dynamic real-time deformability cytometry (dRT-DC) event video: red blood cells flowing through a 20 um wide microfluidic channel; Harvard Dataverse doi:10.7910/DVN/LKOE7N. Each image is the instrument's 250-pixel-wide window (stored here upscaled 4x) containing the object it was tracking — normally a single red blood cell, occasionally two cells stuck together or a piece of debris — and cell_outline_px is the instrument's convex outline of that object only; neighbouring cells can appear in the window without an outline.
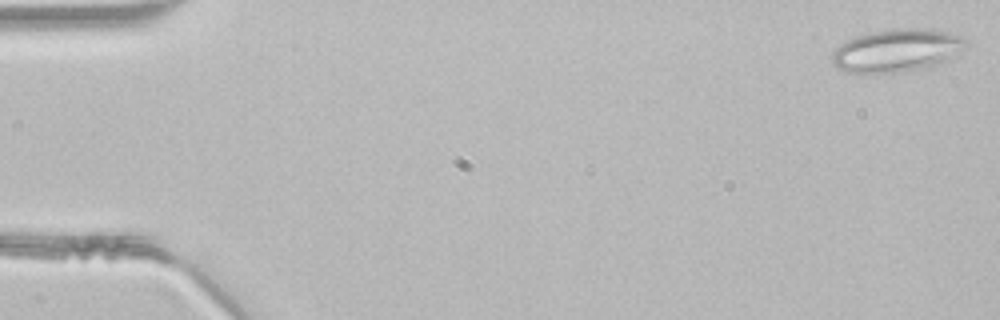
{"species": "common noctule bat (a hibernating species)", "species_latin": "Nyctalus noctula", "temperature_condition": "room temperature", "stored_images_in_passage": 46, "camera_frame_rate_fps": 3000, "um_per_image_px": 0.085, "animal": {"sex": "male", "body_mass_g": 21.5, "forearm_length_mm": 52.0}, "frame": {"image": 1, "passage_image": 1, "time_ms": 0.0, "image_size_px": [1000, 320], "cell_outline_px": [[968, 44], [948, 60], [932, 68], [868, 76], [844, 72], [836, 68], [832, 64], [832, 52], [844, 40], [868, 32], [888, 28], [932, 28], [948, 32], [960, 36], [968, 40]], "centroid_in_image_um": [76.18, 4.32], "position_along_channel_um": 8.8, "area_um2": 34.91}}
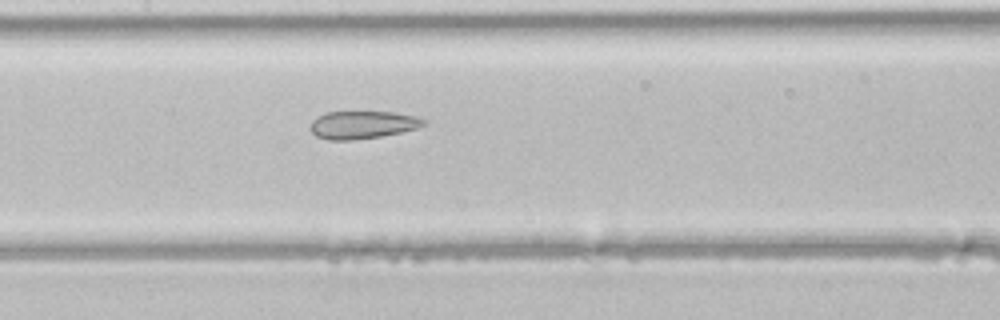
{"frame": {"image": 2, "passage_image": 22, "time_ms": 7.0, "image_size_px": [1000, 320], "cell_outline_px": [[428, 120], [420, 128], [380, 136], [352, 140], [328, 140], [316, 136], [308, 128], [312, 120], [316, 116], [324, 112], [396, 112], [416, 116]], "centroid_in_image_um": [30.8, 10.6], "position_along_channel_um": 176.6, "area_um2": 18.55}}
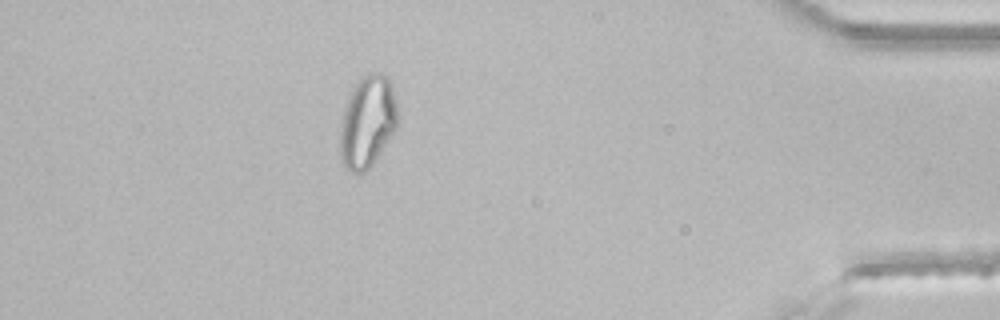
{"frame": {"image": 3, "passage_image": 41, "time_ms": 13.333, "image_size_px": [1000, 320], "cell_outline_px": [[396, 128], [376, 160], [364, 172], [352, 172], [344, 164], [340, 156], [340, 128], [344, 112], [348, 100], [356, 84], [368, 72], [380, 72], [388, 76], [392, 84], [396, 104]], "centroid_in_image_um": [31.25, 10.34], "position_along_channel_um": 404.0, "area_um2": 30.29}}